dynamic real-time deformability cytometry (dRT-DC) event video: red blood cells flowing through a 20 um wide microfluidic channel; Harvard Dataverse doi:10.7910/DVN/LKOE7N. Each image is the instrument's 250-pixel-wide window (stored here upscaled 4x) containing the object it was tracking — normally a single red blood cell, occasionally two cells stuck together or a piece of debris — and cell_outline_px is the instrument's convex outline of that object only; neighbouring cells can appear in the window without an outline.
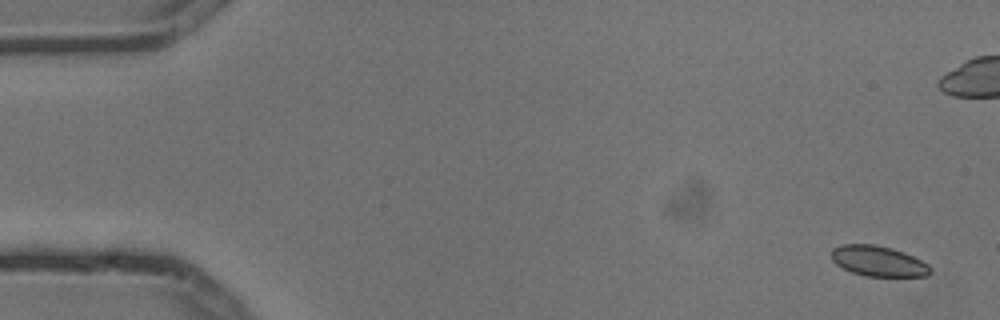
{"species": "common noctule bat (a hibernating species)", "species_latin": "Nyctalus noctula", "temperature_condition": "cold", "stored_images_in_passage": 6, "camera_frame_rate_fps": 3000, "um_per_image_px": 0.085, "animal": {"sex": "male", "body_mass_g": 13.3}, "frame": {"image": 1, "passage_image": 1, "time_ms": 0.0, "image_size_px": [1000, 320], "cell_outline_px": [[932, 272], [928, 276], [864, 276], [852, 272], [836, 264], [832, 260], [832, 248], [840, 244], [876, 244], [892, 248], [904, 252], [928, 264], [932, 268]], "centroid_in_image_um": [74.66, 22.19], "position_along_channel_um": 10.3, "area_um2": 17.63}}